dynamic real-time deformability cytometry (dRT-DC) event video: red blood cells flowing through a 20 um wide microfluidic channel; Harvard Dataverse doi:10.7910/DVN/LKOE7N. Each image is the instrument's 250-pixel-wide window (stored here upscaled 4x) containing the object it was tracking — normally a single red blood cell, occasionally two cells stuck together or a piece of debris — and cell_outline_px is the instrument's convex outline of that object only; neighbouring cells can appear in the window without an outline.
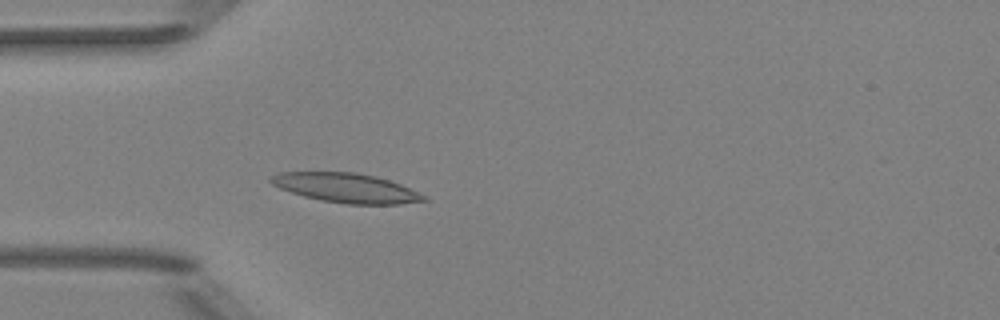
{"species": "Egyptian fruit bat (a non-hibernating species)", "species_latin": "Rousettus aegyptiacus", "temperature_condition": "room temperature", "stored_images_in_passage": 4, "camera_frame_rate_fps": 3000, "um_per_image_px": 0.085, "animal": {"sex": "female"}, "frame": {"image": 1, "passage_image": 4, "time_ms": 4.333, "image_size_px": [1000, 320], "cell_outline_px": [[428, 200], [400, 204], [344, 204], [320, 200], [304, 196], [280, 188], [272, 184], [268, 180], [268, 176], [280, 172], [356, 172], [376, 176], [400, 184], [424, 196]], "centroid_in_image_um": [29.37, 15.96], "position_along_channel_um": 55.6, "area_um2": 26.07}}